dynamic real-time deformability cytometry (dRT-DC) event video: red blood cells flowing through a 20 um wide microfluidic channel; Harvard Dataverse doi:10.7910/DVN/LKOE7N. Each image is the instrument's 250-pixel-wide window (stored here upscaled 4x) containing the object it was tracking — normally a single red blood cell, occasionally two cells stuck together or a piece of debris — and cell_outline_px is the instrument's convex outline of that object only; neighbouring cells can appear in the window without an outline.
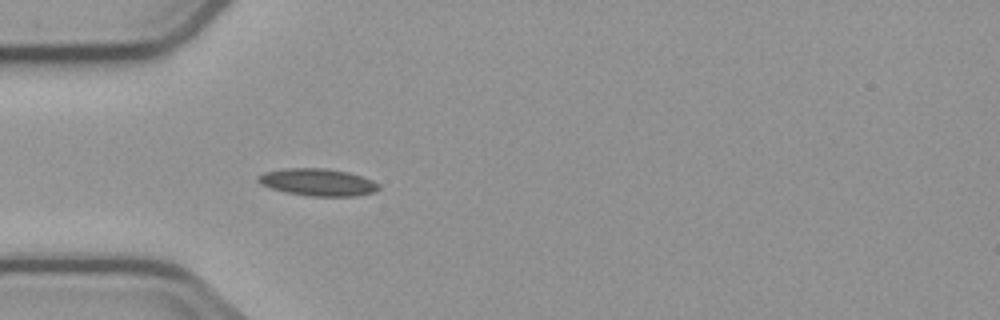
{"species": "common noctule bat (a hibernating species)", "species_latin": "Nyctalus noctula", "temperature_condition": "cold", "stored_images_in_passage": 3, "camera_frame_rate_fps": 3000, "um_per_image_px": 0.085, "animal": {"sex": "male", "body_mass_g": 23.1, "forearm_length_mm": 52.7}, "frame": {"image": 1, "passage_image": 3, "time_ms": 2.333, "image_size_px": [1000, 320], "cell_outline_px": [[380, 188], [372, 192], [356, 196], [308, 196], [288, 192], [272, 188], [260, 184], [256, 180], [256, 176], [264, 172], [284, 168], [324, 168], [348, 172], [372, 180], [380, 184]], "centroid_in_image_um": [26.99, 15.48], "position_along_channel_um": 58.0, "area_um2": 19.07}}